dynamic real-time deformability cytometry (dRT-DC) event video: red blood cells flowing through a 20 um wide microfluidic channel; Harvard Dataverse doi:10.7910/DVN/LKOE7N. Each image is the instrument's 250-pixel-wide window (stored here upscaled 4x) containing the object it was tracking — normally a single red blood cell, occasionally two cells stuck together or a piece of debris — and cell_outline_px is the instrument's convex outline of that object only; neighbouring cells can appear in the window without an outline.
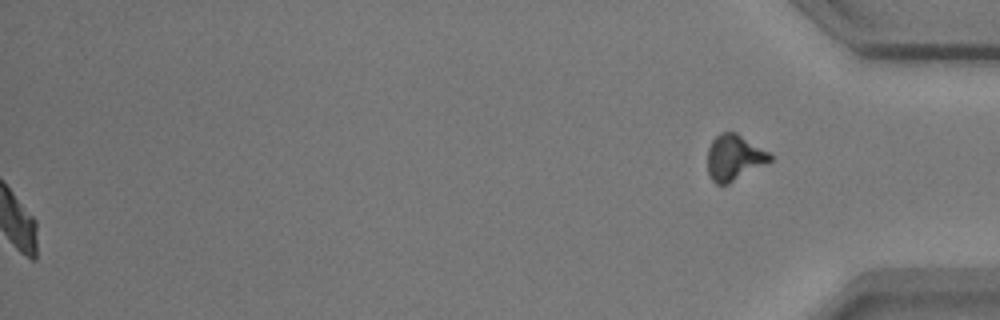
{"species": "common noctule bat (a hibernating species)", "species_latin": "Nyctalus noctula", "temperature_condition": "warm", "stored_images_in_passage": 55, "segment_of_instrument_passage": [2, 2], "camera_frame_rate_fps": 3000, "um_per_image_px": 0.085, "animal": {"sex": "male", "body_mass_g": 17.9}, "frame": {"image": 1, "passage_image": 55, "time_ms": 18.0, "image_size_px": [1000, 320], "cell_outline_px": [[772, 160], [728, 184], [716, 184], [712, 180], [708, 172], [708, 148], [712, 140], [720, 132], [736, 132], [768, 152], [772, 156]], "centroid_in_image_um": [62.38, 13.39], "position_along_channel_um": 372.8, "area_um2": 16.42}}